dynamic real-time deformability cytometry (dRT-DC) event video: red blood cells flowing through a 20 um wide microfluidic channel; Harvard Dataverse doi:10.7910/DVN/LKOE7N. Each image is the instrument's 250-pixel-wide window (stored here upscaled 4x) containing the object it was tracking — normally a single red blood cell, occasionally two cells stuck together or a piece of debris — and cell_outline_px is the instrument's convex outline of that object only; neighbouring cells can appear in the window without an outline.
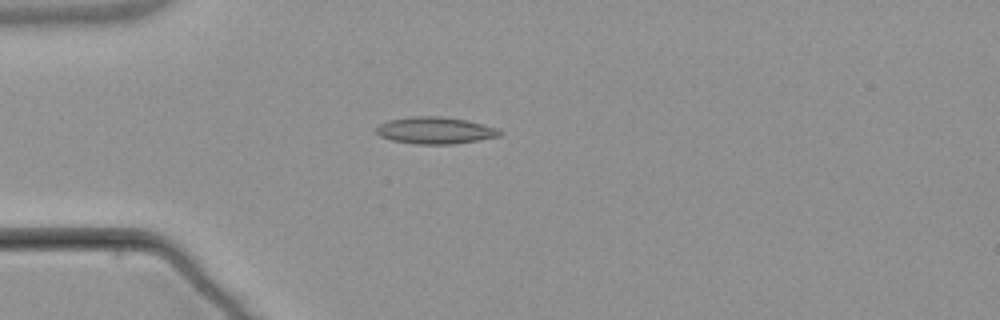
{"species": "common noctule bat (a hibernating species)", "species_latin": "Nyctalus noctula", "temperature_condition": "warm", "stored_images_in_passage": 5, "camera_frame_rate_fps": 3000, "um_per_image_px": 0.085, "animal": {"sex": "male", "body_mass_g": 21.5, "forearm_length_mm": 52.0}, "frame": {"image": 1, "passage_image": 4, "time_ms": 4.667, "image_size_px": [1000, 320], "cell_outline_px": [[504, 132], [500, 136], [452, 144], [416, 144], [392, 140], [380, 136], [376, 132], [376, 128], [380, 124], [388, 120], [412, 116], [440, 116], [468, 120], [496, 128]], "centroid_in_image_um": [36.99, 11.08], "position_along_channel_um": 48.0, "area_um2": 19.25}}